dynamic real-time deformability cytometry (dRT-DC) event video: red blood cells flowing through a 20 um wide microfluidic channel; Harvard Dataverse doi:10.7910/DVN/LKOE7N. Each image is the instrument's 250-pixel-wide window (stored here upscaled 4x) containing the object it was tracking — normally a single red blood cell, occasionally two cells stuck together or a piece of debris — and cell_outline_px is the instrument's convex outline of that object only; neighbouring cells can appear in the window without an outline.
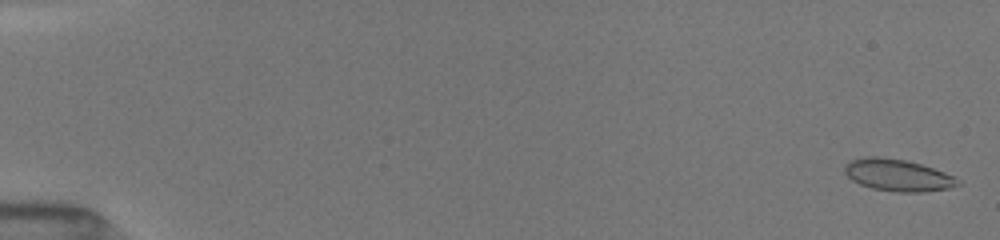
{"species": "common noctule bat (a hibernating species)", "species_latin": "Nyctalus noctula", "temperature_condition": "room temperature", "stored_images_in_passage": 52, "camera_frame_rate_fps": 3000, "um_per_image_px": 0.085, "animal": {"sex": "female", "body_mass_g": 19.5, "forearm_length_mm": 54.1}, "frame": {"image": 1, "passage_image": 2, "time_ms": 0.333, "image_size_px": [1000, 240], "cell_outline_px": [[960, 184], [948, 188], [924, 192], [896, 192], [872, 188], [860, 184], [852, 180], [844, 172], [844, 164], [852, 160], [868, 156], [880, 156], [904, 160], [920, 164], [956, 176], [960, 180]], "centroid_in_image_um": [76.31, 14.89], "position_along_channel_um": 8.7, "area_um2": 21.04}}
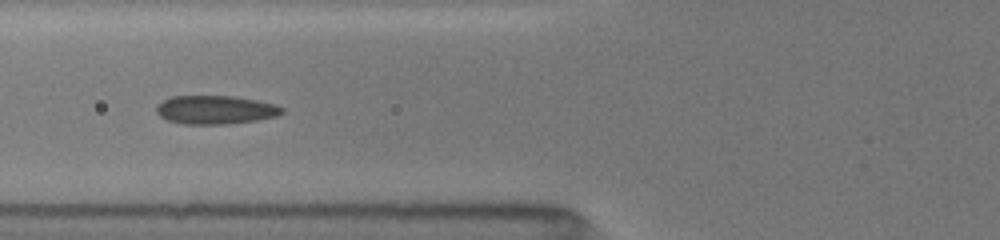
{"frame": {"image": 2, "passage_image": 22, "time_ms": 7.0, "image_size_px": [1000, 240], "cell_outline_px": [[284, 112], [276, 116], [256, 120], [228, 124], [184, 124], [168, 120], [160, 116], [156, 112], [156, 104], [172, 96], [236, 96], [276, 104], [284, 108]], "centroid_in_image_um": [18.31, 9.33], "position_along_channel_um": 107.5, "area_um2": 20.98}}
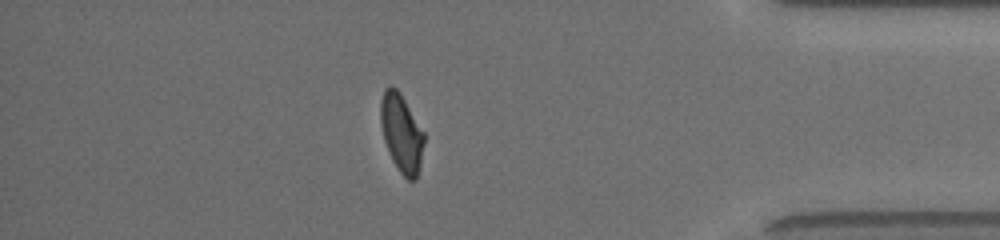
{"frame": {"image": 3, "passage_image": 46, "time_ms": 15.0, "image_size_px": [1000, 240], "cell_outline_px": [[424, 144], [420, 164], [416, 180], [408, 180], [400, 172], [392, 160], [384, 140], [380, 124], [380, 100], [384, 88], [392, 84], [400, 92], [424, 132]], "centroid_in_image_um": [34.11, 11.28], "position_along_channel_um": 401.1, "area_um2": 19.88}, "authors_computed_cell_mechanics": {"area_um2": 20.6057, "velocity_mm_per_s": 4.0465, "shape_relaxation_time_tau1_ms": null, "shape_relaxation_time_tau2_ms": 1.0834, "deformation_change_tau1": null, "deformation_change_tau2": 0.0697}}